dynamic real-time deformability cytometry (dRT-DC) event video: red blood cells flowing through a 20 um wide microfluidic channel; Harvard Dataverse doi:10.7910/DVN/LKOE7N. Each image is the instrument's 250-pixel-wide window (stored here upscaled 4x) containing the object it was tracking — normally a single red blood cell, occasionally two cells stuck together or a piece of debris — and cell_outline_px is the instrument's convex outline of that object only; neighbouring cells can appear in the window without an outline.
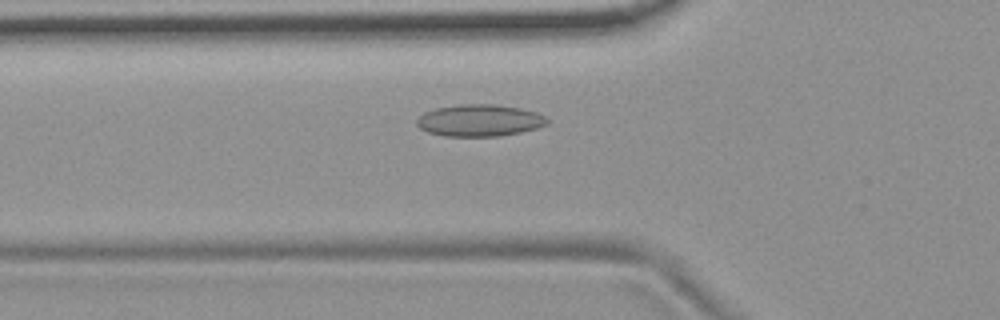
{"species": "common noctule bat (a hibernating species)", "species_latin": "Nyctalus noctula", "temperature_condition": "room temperature", "stored_images_in_passage": 33, "camera_frame_rate_fps": 3000, "um_per_image_px": 0.085, "animal": {"sex": "female", "body_mass_g": 19.9}, "frame": {"image": 1, "passage_image": 9, "time_ms": 2.667, "image_size_px": [1000, 320], "cell_outline_px": [[548, 124], [536, 128], [520, 132], [500, 136], [444, 136], [428, 132], [420, 128], [416, 124], [416, 120], [424, 112], [436, 108], [460, 104], [496, 104], [520, 108], [536, 112], [544, 116], [548, 120]], "centroid_in_image_um": [40.75, 10.23], "position_along_channel_um": 85.0, "area_um2": 24.22}}
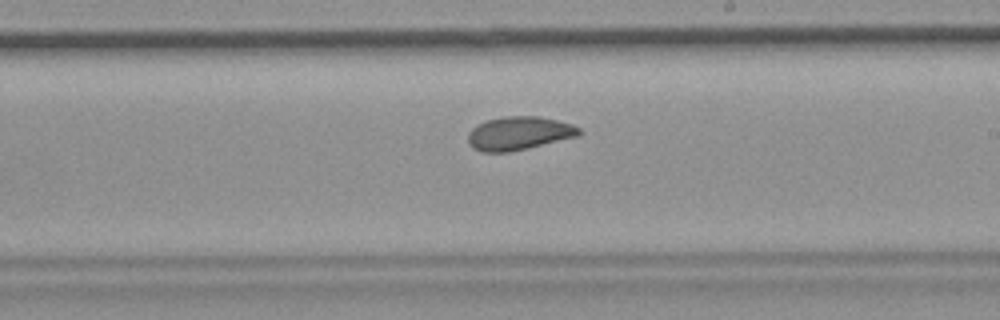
{"frame": {"image": 2, "passage_image": 22, "time_ms": 7.0, "image_size_px": [1000, 320], "cell_outline_px": [[584, 132], [576, 136], [528, 148], [508, 152], [480, 152], [472, 148], [468, 144], [468, 132], [472, 128], [488, 120], [504, 116], [540, 116], [572, 124], [580, 128]], "centroid_in_image_um": [44.09, 11.33], "position_along_channel_um": 244.9, "area_um2": 21.62}}
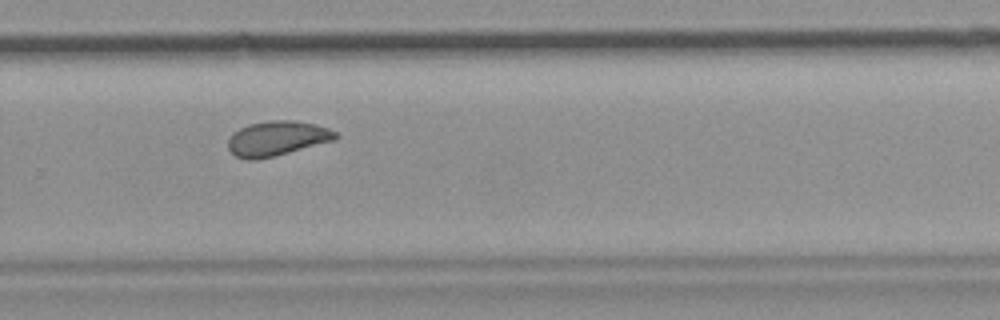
{"frame": {"image": 3, "passage_image": 27, "time_ms": 8.667, "image_size_px": [1000, 320], "cell_outline_px": [[340, 136], [336, 140], [276, 156], [256, 160], [248, 160], [236, 156], [228, 148], [228, 140], [240, 128], [248, 124], [268, 120], [292, 120], [316, 124], [328, 128], [336, 132]], "centroid_in_image_um": [23.59, 11.77], "position_along_channel_um": 306.2, "area_um2": 21.91}}